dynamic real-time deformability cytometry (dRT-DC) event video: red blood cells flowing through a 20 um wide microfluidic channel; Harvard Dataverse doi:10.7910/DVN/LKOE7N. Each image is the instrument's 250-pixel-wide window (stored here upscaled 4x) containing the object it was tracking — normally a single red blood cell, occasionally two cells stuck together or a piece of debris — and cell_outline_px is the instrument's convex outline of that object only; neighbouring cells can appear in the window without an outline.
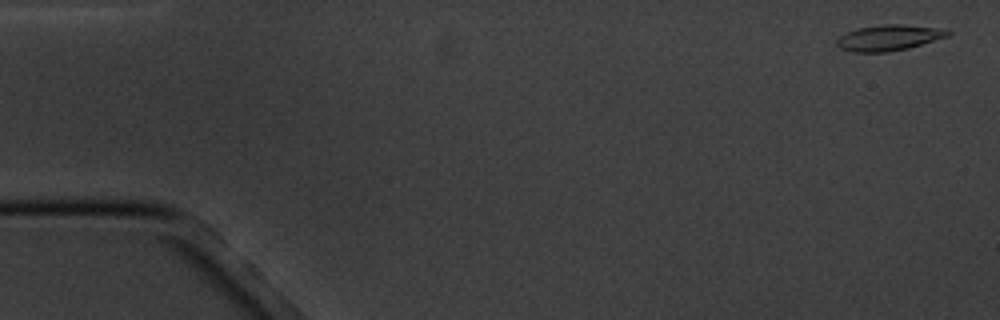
{"species": "common noctule bat (a hibernating species)", "species_latin": "Nyctalus noctula", "temperature_condition": "cold", "stored_images_in_passage": 6, "camera_frame_rate_fps": 3000, "um_per_image_px": 0.085, "animal": {"sex": "male", "body_mass_g": 20.1, "forearm_length_mm": 53.5}, "frame": {"image": 1, "passage_image": 1, "time_ms": 0.0, "image_size_px": [1000, 320], "cell_outline_px": [[952, 32], [948, 36], [908, 48], [888, 52], [852, 52], [840, 48], [836, 44], [836, 40], [840, 36], [848, 32], [860, 28], [884, 24], [904, 24], [948, 28]], "centroid_in_image_um": [75.61, 3.2], "position_along_channel_um": 9.4, "area_um2": 16.76}}
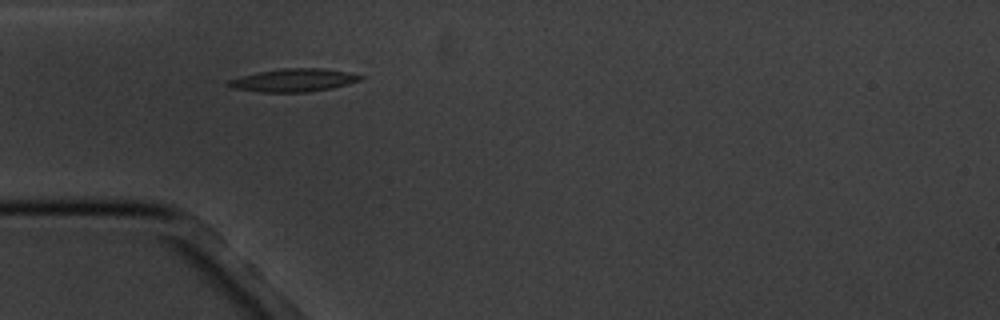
{"frame": {"image": 2, "passage_image": 5, "time_ms": 5.0, "image_size_px": [1000, 320], "cell_outline_px": [[368, 76], [364, 80], [332, 88], [308, 92], [260, 92], [232, 88], [228, 84], [228, 80], [240, 76], [280, 68], [324, 68], [348, 72]], "centroid_in_image_um": [25.05, 6.81], "position_along_channel_um": 60.0, "area_um2": 17.86}}
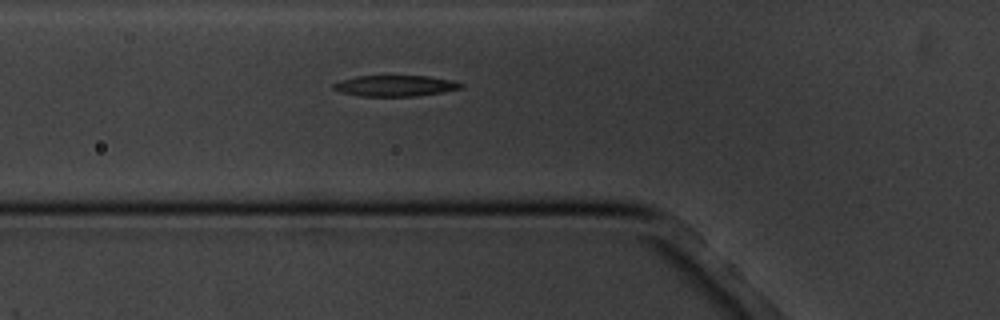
{"frame": {"image": 3, "passage_image": 6, "time_ms": 6.0, "image_size_px": [1000, 320], "cell_outline_px": [[464, 88], [416, 96], [360, 96], [340, 92], [332, 88], [332, 84], [340, 80], [356, 76], [428, 76], [452, 80], [464, 84]], "centroid_in_image_um": [33.58, 7.29], "position_along_channel_um": 92.2, "area_um2": 15.61}}